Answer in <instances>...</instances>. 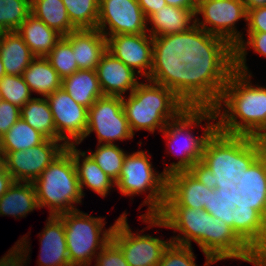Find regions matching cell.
I'll return each mask as SVG.
<instances>
[{"mask_svg": "<svg viewBox=\"0 0 266 266\" xmlns=\"http://www.w3.org/2000/svg\"><path fill=\"white\" fill-rule=\"evenodd\" d=\"M31 14V0H0V31H17Z\"/></svg>", "mask_w": 266, "mask_h": 266, "instance_id": "8d00e7d4", "label": "cell"}, {"mask_svg": "<svg viewBox=\"0 0 266 266\" xmlns=\"http://www.w3.org/2000/svg\"><path fill=\"white\" fill-rule=\"evenodd\" d=\"M40 237L38 266H72L67 251L64 222L59 215H49Z\"/></svg>", "mask_w": 266, "mask_h": 266, "instance_id": "44dd1931", "label": "cell"}, {"mask_svg": "<svg viewBox=\"0 0 266 266\" xmlns=\"http://www.w3.org/2000/svg\"><path fill=\"white\" fill-rule=\"evenodd\" d=\"M13 182L14 180L10 173L6 170L3 159L0 158V198L6 193Z\"/></svg>", "mask_w": 266, "mask_h": 266, "instance_id": "7dc6e473", "label": "cell"}, {"mask_svg": "<svg viewBox=\"0 0 266 266\" xmlns=\"http://www.w3.org/2000/svg\"><path fill=\"white\" fill-rule=\"evenodd\" d=\"M31 90L23 76L4 75L0 79V97L19 108H22L31 98Z\"/></svg>", "mask_w": 266, "mask_h": 266, "instance_id": "74e56055", "label": "cell"}, {"mask_svg": "<svg viewBox=\"0 0 266 266\" xmlns=\"http://www.w3.org/2000/svg\"><path fill=\"white\" fill-rule=\"evenodd\" d=\"M64 38L72 45L78 69L95 70L107 51L106 37L98 29H77Z\"/></svg>", "mask_w": 266, "mask_h": 266, "instance_id": "7402d4cb", "label": "cell"}, {"mask_svg": "<svg viewBox=\"0 0 266 266\" xmlns=\"http://www.w3.org/2000/svg\"><path fill=\"white\" fill-rule=\"evenodd\" d=\"M71 23L77 29H96L99 0H62Z\"/></svg>", "mask_w": 266, "mask_h": 266, "instance_id": "e575fe53", "label": "cell"}, {"mask_svg": "<svg viewBox=\"0 0 266 266\" xmlns=\"http://www.w3.org/2000/svg\"><path fill=\"white\" fill-rule=\"evenodd\" d=\"M62 88L86 108H90L98 98L104 96L95 70H77L62 79Z\"/></svg>", "mask_w": 266, "mask_h": 266, "instance_id": "f546056e", "label": "cell"}, {"mask_svg": "<svg viewBox=\"0 0 266 266\" xmlns=\"http://www.w3.org/2000/svg\"><path fill=\"white\" fill-rule=\"evenodd\" d=\"M31 14L63 37L77 30L62 0H31Z\"/></svg>", "mask_w": 266, "mask_h": 266, "instance_id": "1f68e13d", "label": "cell"}, {"mask_svg": "<svg viewBox=\"0 0 266 266\" xmlns=\"http://www.w3.org/2000/svg\"><path fill=\"white\" fill-rule=\"evenodd\" d=\"M20 112L21 108L8 101L0 100V138L21 118Z\"/></svg>", "mask_w": 266, "mask_h": 266, "instance_id": "ee69618b", "label": "cell"}, {"mask_svg": "<svg viewBox=\"0 0 266 266\" xmlns=\"http://www.w3.org/2000/svg\"><path fill=\"white\" fill-rule=\"evenodd\" d=\"M211 259H239L261 266L266 259L253 252L221 219L213 217L211 228Z\"/></svg>", "mask_w": 266, "mask_h": 266, "instance_id": "d6986e66", "label": "cell"}, {"mask_svg": "<svg viewBox=\"0 0 266 266\" xmlns=\"http://www.w3.org/2000/svg\"><path fill=\"white\" fill-rule=\"evenodd\" d=\"M20 115L26 123L43 134L47 139L57 140L53 115L46 97L31 98L21 108Z\"/></svg>", "mask_w": 266, "mask_h": 266, "instance_id": "d6a6232c", "label": "cell"}, {"mask_svg": "<svg viewBox=\"0 0 266 266\" xmlns=\"http://www.w3.org/2000/svg\"><path fill=\"white\" fill-rule=\"evenodd\" d=\"M147 19L138 0H99L97 27L105 37L147 33Z\"/></svg>", "mask_w": 266, "mask_h": 266, "instance_id": "2e32d148", "label": "cell"}, {"mask_svg": "<svg viewBox=\"0 0 266 266\" xmlns=\"http://www.w3.org/2000/svg\"><path fill=\"white\" fill-rule=\"evenodd\" d=\"M192 246L170 243L158 266H197Z\"/></svg>", "mask_w": 266, "mask_h": 266, "instance_id": "60d3db41", "label": "cell"}, {"mask_svg": "<svg viewBox=\"0 0 266 266\" xmlns=\"http://www.w3.org/2000/svg\"><path fill=\"white\" fill-rule=\"evenodd\" d=\"M17 32L35 57H46L63 37L32 14L21 23Z\"/></svg>", "mask_w": 266, "mask_h": 266, "instance_id": "4316f807", "label": "cell"}, {"mask_svg": "<svg viewBox=\"0 0 266 266\" xmlns=\"http://www.w3.org/2000/svg\"><path fill=\"white\" fill-rule=\"evenodd\" d=\"M95 149L94 152L90 150L89 155L104 173L116 183L119 179L127 151L125 152L124 149H121L116 144H98Z\"/></svg>", "mask_w": 266, "mask_h": 266, "instance_id": "d590c367", "label": "cell"}, {"mask_svg": "<svg viewBox=\"0 0 266 266\" xmlns=\"http://www.w3.org/2000/svg\"><path fill=\"white\" fill-rule=\"evenodd\" d=\"M196 8H179L166 5L148 20L147 32L152 37L167 36L189 30L195 25ZM150 27V28H149Z\"/></svg>", "mask_w": 266, "mask_h": 266, "instance_id": "d4e9b609", "label": "cell"}, {"mask_svg": "<svg viewBox=\"0 0 266 266\" xmlns=\"http://www.w3.org/2000/svg\"><path fill=\"white\" fill-rule=\"evenodd\" d=\"M95 71L105 96L124 97L126 91L130 94L140 83L136 76L139 74L108 51L102 55Z\"/></svg>", "mask_w": 266, "mask_h": 266, "instance_id": "ffe728a7", "label": "cell"}, {"mask_svg": "<svg viewBox=\"0 0 266 266\" xmlns=\"http://www.w3.org/2000/svg\"><path fill=\"white\" fill-rule=\"evenodd\" d=\"M96 133L98 144H112L134 137L123 108L122 97L102 96L88 109L84 139Z\"/></svg>", "mask_w": 266, "mask_h": 266, "instance_id": "7c38bea8", "label": "cell"}, {"mask_svg": "<svg viewBox=\"0 0 266 266\" xmlns=\"http://www.w3.org/2000/svg\"><path fill=\"white\" fill-rule=\"evenodd\" d=\"M39 208L47 207L49 215L77 210L82 203L77 170L71 155V145L55 158L33 182Z\"/></svg>", "mask_w": 266, "mask_h": 266, "instance_id": "52a82bcc", "label": "cell"}, {"mask_svg": "<svg viewBox=\"0 0 266 266\" xmlns=\"http://www.w3.org/2000/svg\"><path fill=\"white\" fill-rule=\"evenodd\" d=\"M64 222L68 256L72 266H90L109 243L115 223L104 229V217L91 216L80 209L59 214Z\"/></svg>", "mask_w": 266, "mask_h": 266, "instance_id": "30bf717a", "label": "cell"}, {"mask_svg": "<svg viewBox=\"0 0 266 266\" xmlns=\"http://www.w3.org/2000/svg\"><path fill=\"white\" fill-rule=\"evenodd\" d=\"M0 57L6 75L16 76L23 75L24 70L35 58L17 31L2 32Z\"/></svg>", "mask_w": 266, "mask_h": 266, "instance_id": "83f0119b", "label": "cell"}, {"mask_svg": "<svg viewBox=\"0 0 266 266\" xmlns=\"http://www.w3.org/2000/svg\"><path fill=\"white\" fill-rule=\"evenodd\" d=\"M201 15L203 19L197 16ZM247 21L244 0H197L195 24L206 32L219 36L235 47L244 37L236 22ZM201 20V21H200Z\"/></svg>", "mask_w": 266, "mask_h": 266, "instance_id": "8fae6325", "label": "cell"}, {"mask_svg": "<svg viewBox=\"0 0 266 266\" xmlns=\"http://www.w3.org/2000/svg\"><path fill=\"white\" fill-rule=\"evenodd\" d=\"M241 193L233 181L217 183L210 189L205 210L221 219L255 253L266 259V220L252 206L241 202Z\"/></svg>", "mask_w": 266, "mask_h": 266, "instance_id": "5b68a950", "label": "cell"}, {"mask_svg": "<svg viewBox=\"0 0 266 266\" xmlns=\"http://www.w3.org/2000/svg\"><path fill=\"white\" fill-rule=\"evenodd\" d=\"M111 240L121 249L129 266H158L172 242L149 234L133 233L125 212L115 220Z\"/></svg>", "mask_w": 266, "mask_h": 266, "instance_id": "4fadbf2b", "label": "cell"}, {"mask_svg": "<svg viewBox=\"0 0 266 266\" xmlns=\"http://www.w3.org/2000/svg\"><path fill=\"white\" fill-rule=\"evenodd\" d=\"M144 151L127 152L115 185L122 195L129 197L150 191L140 205L148 206L144 215H157L163 209L167 196V176L155 171L149 160L151 154L147 155Z\"/></svg>", "mask_w": 266, "mask_h": 266, "instance_id": "9c48e42d", "label": "cell"}, {"mask_svg": "<svg viewBox=\"0 0 266 266\" xmlns=\"http://www.w3.org/2000/svg\"><path fill=\"white\" fill-rule=\"evenodd\" d=\"M167 5L179 8H196L197 0H165Z\"/></svg>", "mask_w": 266, "mask_h": 266, "instance_id": "c3c4849f", "label": "cell"}, {"mask_svg": "<svg viewBox=\"0 0 266 266\" xmlns=\"http://www.w3.org/2000/svg\"><path fill=\"white\" fill-rule=\"evenodd\" d=\"M237 188L241 202L252 206L266 220V151L244 171Z\"/></svg>", "mask_w": 266, "mask_h": 266, "instance_id": "cb8c5ba5", "label": "cell"}, {"mask_svg": "<svg viewBox=\"0 0 266 266\" xmlns=\"http://www.w3.org/2000/svg\"><path fill=\"white\" fill-rule=\"evenodd\" d=\"M71 155L74 160L80 189L85 196L84 187L91 189L101 197H106L109 190L115 187V182L97 165L86 151H81L76 145H71Z\"/></svg>", "mask_w": 266, "mask_h": 266, "instance_id": "484cf974", "label": "cell"}, {"mask_svg": "<svg viewBox=\"0 0 266 266\" xmlns=\"http://www.w3.org/2000/svg\"><path fill=\"white\" fill-rule=\"evenodd\" d=\"M22 76L31 92L42 97L62 88V78L46 57H35Z\"/></svg>", "mask_w": 266, "mask_h": 266, "instance_id": "4dcf8cb0", "label": "cell"}, {"mask_svg": "<svg viewBox=\"0 0 266 266\" xmlns=\"http://www.w3.org/2000/svg\"><path fill=\"white\" fill-rule=\"evenodd\" d=\"M153 50H172L184 66V103L214 107L235 70V48L196 24L189 30L153 37Z\"/></svg>", "mask_w": 266, "mask_h": 266, "instance_id": "6da1fadb", "label": "cell"}, {"mask_svg": "<svg viewBox=\"0 0 266 266\" xmlns=\"http://www.w3.org/2000/svg\"><path fill=\"white\" fill-rule=\"evenodd\" d=\"M66 147L59 140L46 139L43 143L26 150L1 152V158L14 181L33 183Z\"/></svg>", "mask_w": 266, "mask_h": 266, "instance_id": "5bb4252c", "label": "cell"}, {"mask_svg": "<svg viewBox=\"0 0 266 266\" xmlns=\"http://www.w3.org/2000/svg\"><path fill=\"white\" fill-rule=\"evenodd\" d=\"M46 58L62 79L79 70L72 45L64 37L60 39Z\"/></svg>", "mask_w": 266, "mask_h": 266, "instance_id": "f35d334b", "label": "cell"}, {"mask_svg": "<svg viewBox=\"0 0 266 266\" xmlns=\"http://www.w3.org/2000/svg\"><path fill=\"white\" fill-rule=\"evenodd\" d=\"M210 185L197 171H179L167 177L164 206L205 209L209 205Z\"/></svg>", "mask_w": 266, "mask_h": 266, "instance_id": "ac0fdd59", "label": "cell"}, {"mask_svg": "<svg viewBox=\"0 0 266 266\" xmlns=\"http://www.w3.org/2000/svg\"><path fill=\"white\" fill-rule=\"evenodd\" d=\"M206 122L202 125V122ZM211 120V121H210ZM216 112L208 106H187L174 119H171L161 131L167 140L166 151L179 158L165 166L163 173L168 177L179 171H194L200 164L207 140L217 130ZM215 122V123H214ZM205 125V127H204ZM202 126V136H195L191 130Z\"/></svg>", "mask_w": 266, "mask_h": 266, "instance_id": "277c9868", "label": "cell"}, {"mask_svg": "<svg viewBox=\"0 0 266 266\" xmlns=\"http://www.w3.org/2000/svg\"><path fill=\"white\" fill-rule=\"evenodd\" d=\"M47 138L20 118L0 138L1 152L26 150L43 143Z\"/></svg>", "mask_w": 266, "mask_h": 266, "instance_id": "836d02e7", "label": "cell"}, {"mask_svg": "<svg viewBox=\"0 0 266 266\" xmlns=\"http://www.w3.org/2000/svg\"><path fill=\"white\" fill-rule=\"evenodd\" d=\"M53 115L57 140L66 146L79 145L87 130L88 108L60 88L46 96Z\"/></svg>", "mask_w": 266, "mask_h": 266, "instance_id": "9a60e30c", "label": "cell"}, {"mask_svg": "<svg viewBox=\"0 0 266 266\" xmlns=\"http://www.w3.org/2000/svg\"><path fill=\"white\" fill-rule=\"evenodd\" d=\"M247 40L242 39L235 48V70L251 74L246 64L247 49L251 48L255 53L266 57V32H247Z\"/></svg>", "mask_w": 266, "mask_h": 266, "instance_id": "ab89813d", "label": "cell"}, {"mask_svg": "<svg viewBox=\"0 0 266 266\" xmlns=\"http://www.w3.org/2000/svg\"><path fill=\"white\" fill-rule=\"evenodd\" d=\"M247 32H266V5L247 9Z\"/></svg>", "mask_w": 266, "mask_h": 266, "instance_id": "f6af8a7d", "label": "cell"}, {"mask_svg": "<svg viewBox=\"0 0 266 266\" xmlns=\"http://www.w3.org/2000/svg\"><path fill=\"white\" fill-rule=\"evenodd\" d=\"M6 75V72L4 70V67H3V64H2V60H1V57H0V79Z\"/></svg>", "mask_w": 266, "mask_h": 266, "instance_id": "f907efd6", "label": "cell"}, {"mask_svg": "<svg viewBox=\"0 0 266 266\" xmlns=\"http://www.w3.org/2000/svg\"><path fill=\"white\" fill-rule=\"evenodd\" d=\"M144 223L151 227H164L173 229L178 235L170 237L172 243L192 246V241L197 243L204 253L206 261L204 266H210L220 260L211 259V228L213 216L205 209H194L183 206H164L157 215H140Z\"/></svg>", "mask_w": 266, "mask_h": 266, "instance_id": "ba28073f", "label": "cell"}, {"mask_svg": "<svg viewBox=\"0 0 266 266\" xmlns=\"http://www.w3.org/2000/svg\"><path fill=\"white\" fill-rule=\"evenodd\" d=\"M140 82L129 94L122 97L123 108L132 133L147 130L154 134L165 128L187 105L169 88L154 83Z\"/></svg>", "mask_w": 266, "mask_h": 266, "instance_id": "8992f818", "label": "cell"}, {"mask_svg": "<svg viewBox=\"0 0 266 266\" xmlns=\"http://www.w3.org/2000/svg\"><path fill=\"white\" fill-rule=\"evenodd\" d=\"M247 9L255 7V6H263L266 5V0H244Z\"/></svg>", "mask_w": 266, "mask_h": 266, "instance_id": "681fc988", "label": "cell"}, {"mask_svg": "<svg viewBox=\"0 0 266 266\" xmlns=\"http://www.w3.org/2000/svg\"><path fill=\"white\" fill-rule=\"evenodd\" d=\"M107 51L133 69L141 78H148L152 68L153 37L142 34H118L106 37Z\"/></svg>", "mask_w": 266, "mask_h": 266, "instance_id": "e0dca14e", "label": "cell"}, {"mask_svg": "<svg viewBox=\"0 0 266 266\" xmlns=\"http://www.w3.org/2000/svg\"><path fill=\"white\" fill-rule=\"evenodd\" d=\"M251 77L236 70L230 75L213 107L218 131L259 139L266 133V87L252 84Z\"/></svg>", "mask_w": 266, "mask_h": 266, "instance_id": "7a4b0ae2", "label": "cell"}, {"mask_svg": "<svg viewBox=\"0 0 266 266\" xmlns=\"http://www.w3.org/2000/svg\"><path fill=\"white\" fill-rule=\"evenodd\" d=\"M95 260V266H129L123 252L112 240L97 254Z\"/></svg>", "mask_w": 266, "mask_h": 266, "instance_id": "7bdbcfd3", "label": "cell"}, {"mask_svg": "<svg viewBox=\"0 0 266 266\" xmlns=\"http://www.w3.org/2000/svg\"><path fill=\"white\" fill-rule=\"evenodd\" d=\"M260 141L266 146V133L260 138Z\"/></svg>", "mask_w": 266, "mask_h": 266, "instance_id": "816d5d0a", "label": "cell"}, {"mask_svg": "<svg viewBox=\"0 0 266 266\" xmlns=\"http://www.w3.org/2000/svg\"><path fill=\"white\" fill-rule=\"evenodd\" d=\"M35 209H40L34 183L16 182L0 198V215L15 219L26 217Z\"/></svg>", "mask_w": 266, "mask_h": 266, "instance_id": "f1b7e54d", "label": "cell"}, {"mask_svg": "<svg viewBox=\"0 0 266 266\" xmlns=\"http://www.w3.org/2000/svg\"><path fill=\"white\" fill-rule=\"evenodd\" d=\"M259 138L228 135L216 130L207 140L197 171L211 188L226 179L236 185L246 171L264 152Z\"/></svg>", "mask_w": 266, "mask_h": 266, "instance_id": "3957f363", "label": "cell"}, {"mask_svg": "<svg viewBox=\"0 0 266 266\" xmlns=\"http://www.w3.org/2000/svg\"><path fill=\"white\" fill-rule=\"evenodd\" d=\"M172 50H153L152 68L148 80L172 90L184 102V66Z\"/></svg>", "mask_w": 266, "mask_h": 266, "instance_id": "603a6c76", "label": "cell"}, {"mask_svg": "<svg viewBox=\"0 0 266 266\" xmlns=\"http://www.w3.org/2000/svg\"><path fill=\"white\" fill-rule=\"evenodd\" d=\"M146 19L148 20L157 10L166 6L165 0H138Z\"/></svg>", "mask_w": 266, "mask_h": 266, "instance_id": "bcb514c9", "label": "cell"}, {"mask_svg": "<svg viewBox=\"0 0 266 266\" xmlns=\"http://www.w3.org/2000/svg\"><path fill=\"white\" fill-rule=\"evenodd\" d=\"M28 235H24L15 245L0 259V266H27L30 260L31 246ZM28 257V258H27ZM28 260V262H27Z\"/></svg>", "mask_w": 266, "mask_h": 266, "instance_id": "b9f144b4", "label": "cell"}]
</instances>
